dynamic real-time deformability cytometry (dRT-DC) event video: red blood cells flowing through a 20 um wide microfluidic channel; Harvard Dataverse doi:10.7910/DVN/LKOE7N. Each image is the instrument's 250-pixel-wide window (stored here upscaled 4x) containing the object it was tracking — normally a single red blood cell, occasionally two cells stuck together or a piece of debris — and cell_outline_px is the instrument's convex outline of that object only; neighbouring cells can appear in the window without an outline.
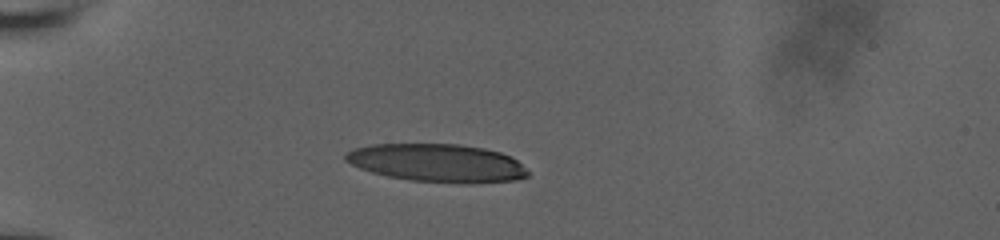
{"species": "human", "species_latin": "Homo sapiens", "temperature_condition": "room temperature", "stored_images_in_passage": 40, "camera_frame_rate_fps": 3000, "um_per_image_px": 0.085, "donor": {"sex": "male"}, "frame": {"image": 1, "passage_image": 1, "time_ms": 0.0, "image_size_px": [1000, 240], "cell_outline_px": [[528, 176], [516, 180], [472, 184], [412, 180], [388, 176], [372, 172], [360, 168], [344, 160], [344, 152], [352, 148], [372, 144], [460, 144], [484, 148], [500, 152], [512, 156], [528, 172]], "centroid_in_image_um": [37.15, 13.84], "position_along_channel_um": 47.8, "area_um2": 40.58}}
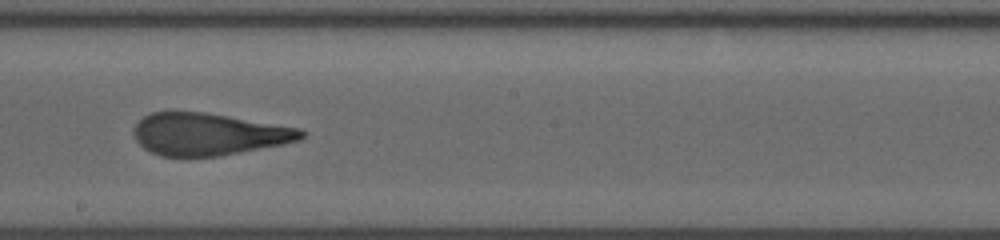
{"frame": {"image": 2, "passage_image": 18, "time_ms": 5.667, "image_size_px": [1000, 240], "cell_outline_px": [[308, 132], [300, 140], [284, 144], [220, 156], [160, 156], [144, 148], [136, 140], [132, 132], [132, 128], [144, 116], [152, 112], [204, 112], [300, 128]], "centroid_in_image_um": [17.73, 11.41], "position_along_channel_um": 230.5, "area_um2": 41.1}}
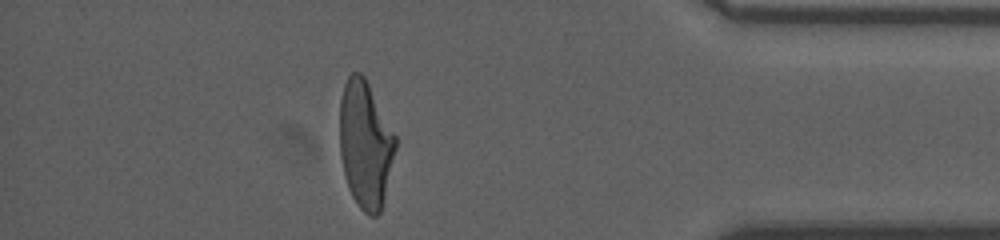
{"frame": {"image": 3, "passage_image": 34, "time_ms": 11.0, "image_size_px": [1000, 240], "cell_outline_px": [[396, 148], [384, 204], [380, 212], [376, 216], [368, 216], [356, 204], [348, 188], [344, 176], [340, 156], [340, 100], [344, 84], [348, 76], [352, 72], [360, 72], [364, 76], [396, 136]], "centroid_in_image_um": [31.05, 12.32], "position_along_channel_um": 404.1, "area_um2": 41.62}, "authors_computed_cell_mechanics": {"area_um2": 42.3963, "velocity_mm_per_s": 3.8412, "shape_relaxation_time_tau1_ms": 10.9111, "shape_relaxation_time_tau2_ms": 1.1668, "deformation_change_tau1": 0.363, "deformation_change_tau2": 0.1068}}